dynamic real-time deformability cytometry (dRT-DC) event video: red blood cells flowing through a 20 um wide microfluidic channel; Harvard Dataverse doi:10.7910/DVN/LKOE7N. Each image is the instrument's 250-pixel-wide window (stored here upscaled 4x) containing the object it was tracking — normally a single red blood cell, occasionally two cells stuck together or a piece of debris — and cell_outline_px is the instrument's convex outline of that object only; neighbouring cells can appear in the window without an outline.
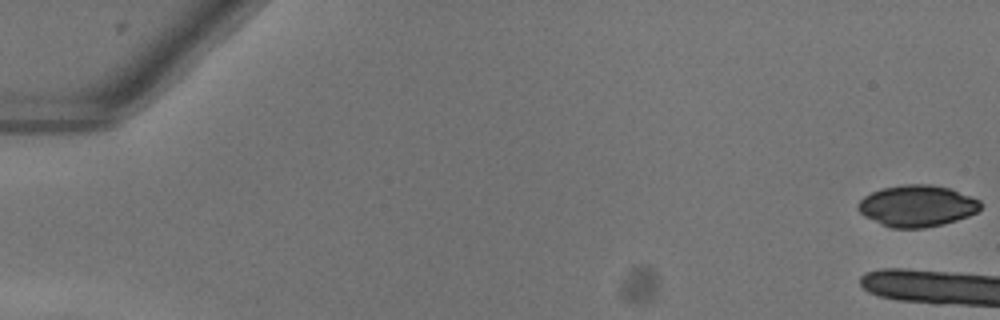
{"species": "common noctule bat (a hibernating species)", "species_latin": "Nyctalus noctula", "temperature_condition": "warm", "stored_images_in_passage": 8, "camera_frame_rate_fps": 3000, "um_per_image_px": 0.085, "animal": {"sex": "female"}, "frame": {"image": 1, "passage_image": 1, "time_ms": 0.0, "image_size_px": [1000, 320], "cell_outline_px": [[980, 208], [976, 212], [968, 216], [944, 224], [924, 228], [892, 228], [880, 224], [864, 216], [856, 208], [856, 204], [864, 196], [872, 192], [884, 188], [904, 184], [932, 184], [948, 188], [980, 200]], "centroid_in_image_um": [77.92, 17.51], "position_along_channel_um": 7.1, "area_um2": 29.54}}